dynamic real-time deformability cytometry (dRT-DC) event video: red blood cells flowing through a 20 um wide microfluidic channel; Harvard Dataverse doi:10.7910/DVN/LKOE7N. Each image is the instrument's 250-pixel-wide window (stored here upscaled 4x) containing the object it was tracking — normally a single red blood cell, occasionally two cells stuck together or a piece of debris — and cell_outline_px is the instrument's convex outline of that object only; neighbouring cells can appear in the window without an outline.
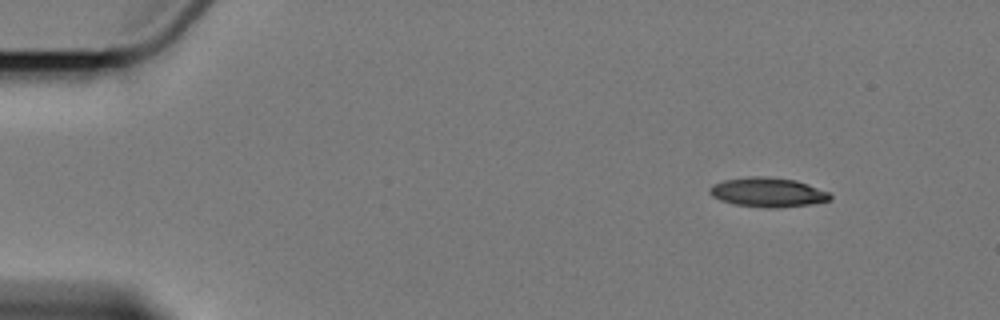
{"species": "Egyptian fruit bat (a non-hibernating species)", "species_latin": "Rousettus aegyptiacus", "temperature_condition": "cold", "stored_images_in_passage": 4, "camera_frame_rate_fps": 3000, "um_per_image_px": 0.085, "animal": {"sex": "female"}, "frame": {"image": 1, "passage_image": 1, "time_ms": 0.0, "image_size_px": [1000, 320], "cell_outline_px": [[832, 200], [812, 204], [780, 208], [764, 208], [736, 204], [720, 200], [712, 196], [708, 192], [708, 188], [712, 184], [724, 180], [752, 176], [768, 176], [796, 180], [808, 184], [828, 192], [832, 196]], "centroid_in_image_um": [65.26, 16.35], "position_along_channel_um": 19.7, "area_um2": 20.87}}
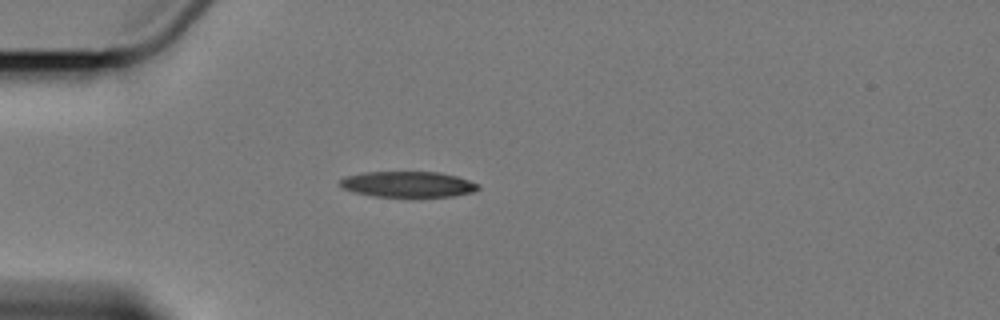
{"frame": {"image": 2, "passage_image": 4, "time_ms": 3.333, "image_size_px": [1000, 320], "cell_outline_px": [[480, 188], [472, 192], [452, 196], [420, 200], [372, 196], [352, 192], [336, 184], [344, 176], [364, 172], [440, 172], [456, 176], [480, 184]], "centroid_in_image_um": [34.66, 15.71], "position_along_channel_um": 50.3, "area_um2": 21.91}}